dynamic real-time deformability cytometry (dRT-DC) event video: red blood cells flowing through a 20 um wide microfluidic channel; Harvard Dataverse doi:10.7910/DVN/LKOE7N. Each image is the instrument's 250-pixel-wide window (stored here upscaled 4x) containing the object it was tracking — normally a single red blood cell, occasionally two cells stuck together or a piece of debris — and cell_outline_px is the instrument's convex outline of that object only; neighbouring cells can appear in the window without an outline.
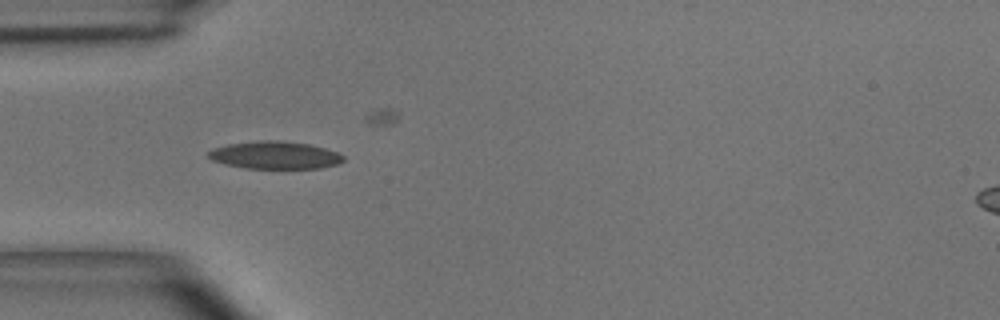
{"species": "common noctule bat (a hibernating species)", "species_latin": "Nyctalus noctula", "temperature_condition": "room temperature", "stored_images_in_passage": 23, "camera_frame_rate_fps": 3000, "um_per_image_px": 0.085, "animal": {"sex": "male", "body_mass_g": 15.6}, "frame": {"image": 1, "passage_image": 1, "time_ms": 0.0, "image_size_px": [1000, 320], "cell_outline_px": [[344, 160], [340, 164], [320, 168], [244, 168], [224, 164], [212, 160], [208, 156], [208, 152], [212, 148], [228, 144], [260, 140], [280, 140], [308, 144], [324, 148], [336, 152], [344, 156]], "centroid_in_image_um": [23.36, 13.19], "position_along_channel_um": 61.6, "area_um2": 21.73}}
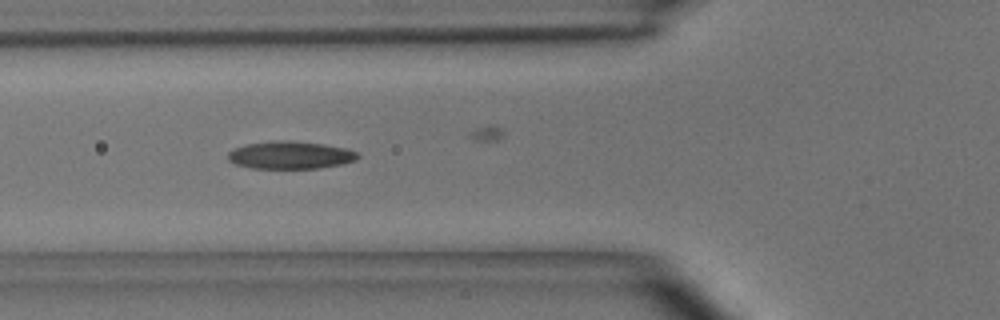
{"frame": {"image": 2, "passage_image": 4, "time_ms": 1.0, "image_size_px": [1000, 320], "cell_outline_px": [[360, 156], [356, 160], [340, 164], [320, 168], [252, 168], [236, 164], [228, 160], [228, 152], [244, 144], [284, 140], [288, 140], [324, 144], [348, 148], [356, 152]], "centroid_in_image_um": [24.7, 13.18], "position_along_channel_um": 101.1, "area_um2": 20.81}}
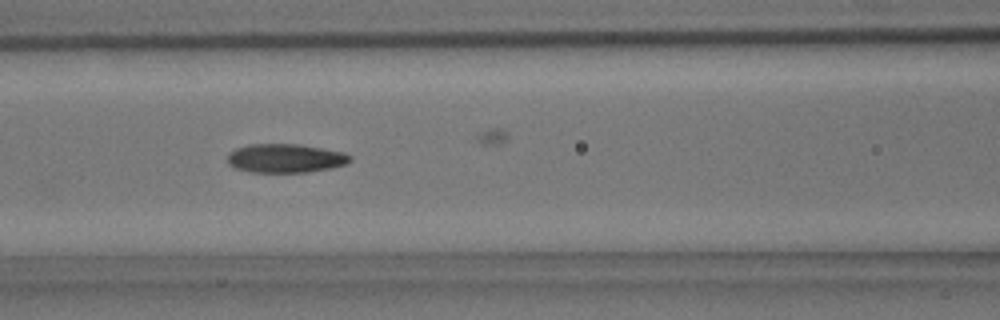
{"frame": {"image": 3, "passage_image": 7, "time_ms": 2.0, "image_size_px": [1000, 320], "cell_outline_px": [[352, 160], [348, 164], [332, 168], [308, 172], [252, 172], [236, 168], [228, 164], [228, 156], [236, 148], [248, 144], [300, 144], [344, 152], [352, 156]], "centroid_in_image_um": [24.32, 13.45], "position_along_channel_um": 142.3, "area_um2": 20.69}}